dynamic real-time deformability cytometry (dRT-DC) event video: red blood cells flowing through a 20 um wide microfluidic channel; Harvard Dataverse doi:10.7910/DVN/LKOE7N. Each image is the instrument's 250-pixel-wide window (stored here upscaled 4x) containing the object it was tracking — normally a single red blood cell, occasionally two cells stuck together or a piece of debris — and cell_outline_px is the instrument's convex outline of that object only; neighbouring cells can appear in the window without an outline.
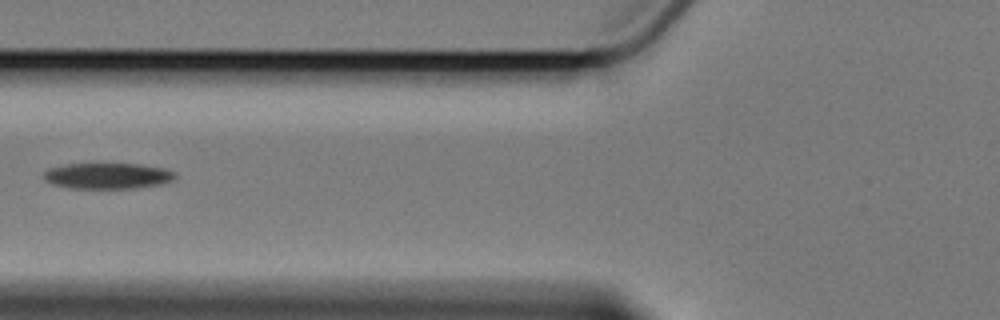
{"species": "Egyptian fruit bat (a non-hibernating species)", "species_latin": "Rousettus aegyptiacus", "temperature_condition": "cold", "stored_images_in_passage": 2, "camera_frame_rate_fps": 3000, "um_per_image_px": 0.085, "animal": {"sex": "female"}, "frame": {"image": 1, "passage_image": 2, "time_ms": 1.333, "image_size_px": [1000, 320], "cell_outline_px": [[176, 176], [172, 180], [160, 184], [132, 188], [68, 188], [52, 184], [44, 180], [44, 172], [48, 168], [68, 164], [140, 164], [164, 168], [176, 172]], "centroid_in_image_um": [9.13, 14.94], "position_along_channel_um": 116.7, "area_um2": 19.77}}